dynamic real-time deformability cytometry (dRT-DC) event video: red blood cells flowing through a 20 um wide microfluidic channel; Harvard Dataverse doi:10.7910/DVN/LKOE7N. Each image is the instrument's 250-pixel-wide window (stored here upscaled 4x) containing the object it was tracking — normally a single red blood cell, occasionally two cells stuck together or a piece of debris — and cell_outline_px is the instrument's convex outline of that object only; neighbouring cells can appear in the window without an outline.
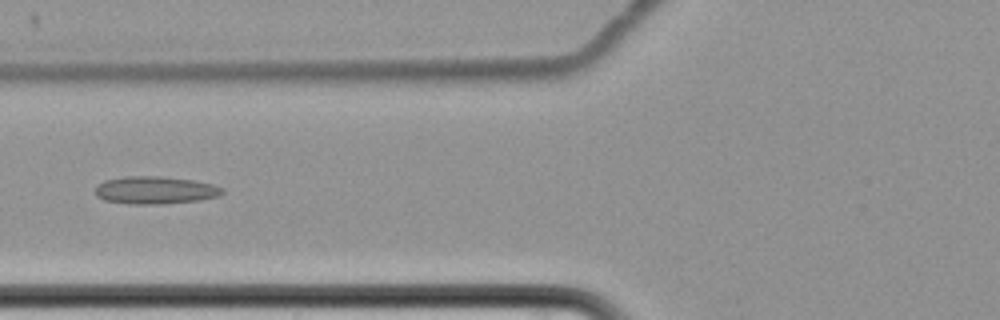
{"species": "common noctule bat (a hibernating species)", "species_latin": "Nyctalus noctula", "temperature_condition": "cold", "stored_images_in_passage": 12, "camera_frame_rate_fps": 3000, "um_per_image_px": 0.085, "animal": {"sex": "female", "body_mass_g": 22.7, "forearm_length_mm": 54.2}, "frame": {"image": 1, "passage_image": 7, "time_ms": 9.0, "image_size_px": [1000, 320], "cell_outline_px": [[224, 192], [220, 196], [200, 200], [160, 204], [132, 204], [104, 200], [96, 196], [96, 188], [104, 180], [124, 176], [160, 176], [192, 180], [212, 184], [224, 188]], "centroid_in_image_um": [13.21, 16.16], "position_along_channel_um": 112.6, "area_um2": 20.46}}
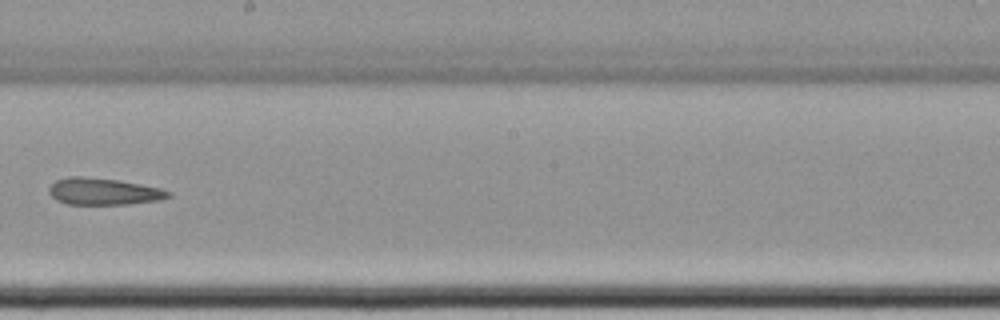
{"frame": {"image": 2, "passage_image": 10, "time_ms": 12.667, "image_size_px": [1000, 320], "cell_outline_px": [[172, 196], [160, 200], [128, 204], [68, 204], [56, 200], [48, 192], [48, 188], [56, 180], [72, 176], [84, 176], [116, 180], [140, 184], [160, 188], [172, 192]], "centroid_in_image_um": [8.81, 16.28], "position_along_channel_um": 239.4, "area_um2": 18.61}}
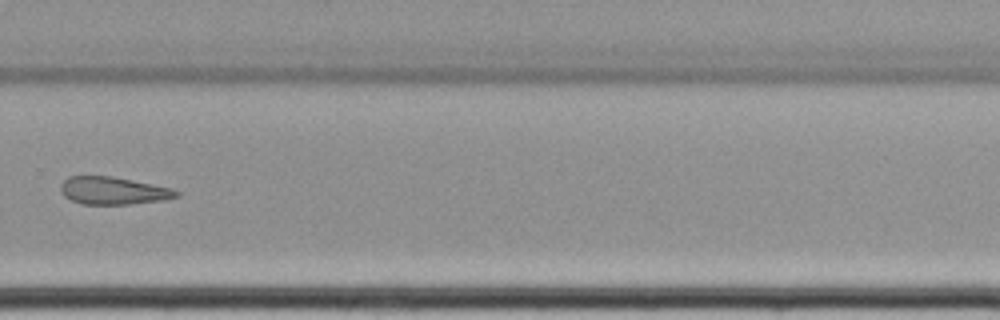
{"frame": {"image": 3, "passage_image": 12, "time_ms": 15.0, "image_size_px": [1000, 320], "cell_outline_px": [[180, 196], [164, 200], [128, 204], [80, 204], [64, 196], [60, 188], [60, 184], [68, 176], [112, 176], [172, 188], [180, 192]], "centroid_in_image_um": [9.63, 16.21], "position_along_channel_um": 320.2, "area_um2": 18.61}}